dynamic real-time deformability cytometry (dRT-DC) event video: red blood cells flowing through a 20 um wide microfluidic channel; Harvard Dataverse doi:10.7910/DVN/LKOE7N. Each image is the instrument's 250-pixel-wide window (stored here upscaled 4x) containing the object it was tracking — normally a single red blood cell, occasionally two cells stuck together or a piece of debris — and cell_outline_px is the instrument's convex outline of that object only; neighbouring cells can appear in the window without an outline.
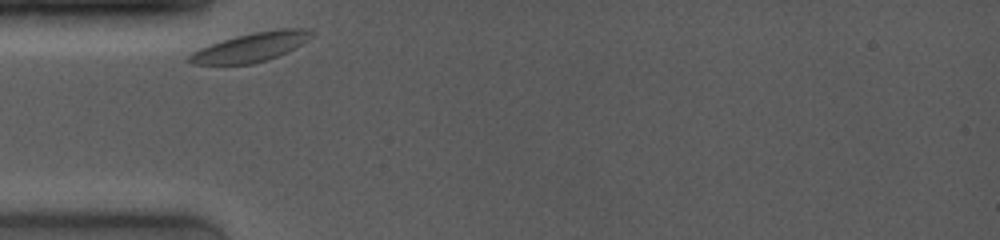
{"species": "common noctule bat (a hibernating species)", "species_latin": "Nyctalus noctula", "temperature_condition": "room temperature", "stored_images_in_passage": 19, "camera_frame_rate_fps": 4000, "um_per_image_px": 0.085, "animal": {"sex": "female", "body_mass_g": 19.0, "forearm_length_mm": 53.3}, "frame": {"image": 1, "passage_image": 1, "time_ms": 0.0, "image_size_px": [1000, 240], "cell_outline_px": [[316, 32], [308, 40], [268, 60], [252, 64], [192, 64], [188, 60], [188, 56], [192, 52], [200, 48], [236, 36], [252, 32], [280, 28], [308, 28]], "centroid_in_image_um": [21.36, 3.99], "position_along_channel_um": 63.6, "area_um2": 20.46}}
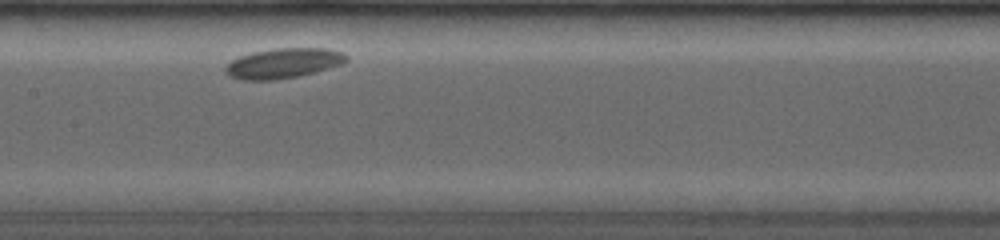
{"frame": {"image": 2, "passage_image": 9, "time_ms": 3.5, "image_size_px": [1000, 240], "cell_outline_px": [[348, 60], [340, 64], [328, 68], [296, 76], [276, 80], [240, 80], [224, 72], [224, 68], [232, 60], [240, 56], [252, 52], [276, 48], [328, 48], [344, 52], [348, 56]], "centroid_in_image_um": [24.08, 5.36], "position_along_channel_um": 183.3, "area_um2": 21.04}}
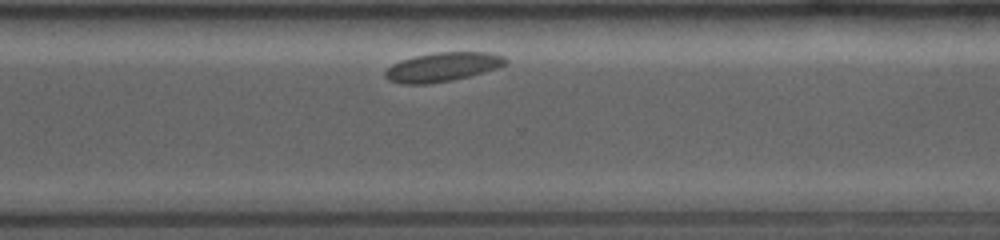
{"frame": {"image": 3, "passage_image": 19, "time_ms": 7.75, "image_size_px": [1000, 240], "cell_outline_px": [[508, 64], [500, 68], [452, 80], [428, 84], [400, 84], [388, 80], [384, 76], [384, 72], [392, 64], [400, 60], [432, 52], [492, 52], [504, 56], [508, 60]], "centroid_in_image_um": [37.64, 5.69], "position_along_channel_um": 333.0, "area_um2": 20.69}}